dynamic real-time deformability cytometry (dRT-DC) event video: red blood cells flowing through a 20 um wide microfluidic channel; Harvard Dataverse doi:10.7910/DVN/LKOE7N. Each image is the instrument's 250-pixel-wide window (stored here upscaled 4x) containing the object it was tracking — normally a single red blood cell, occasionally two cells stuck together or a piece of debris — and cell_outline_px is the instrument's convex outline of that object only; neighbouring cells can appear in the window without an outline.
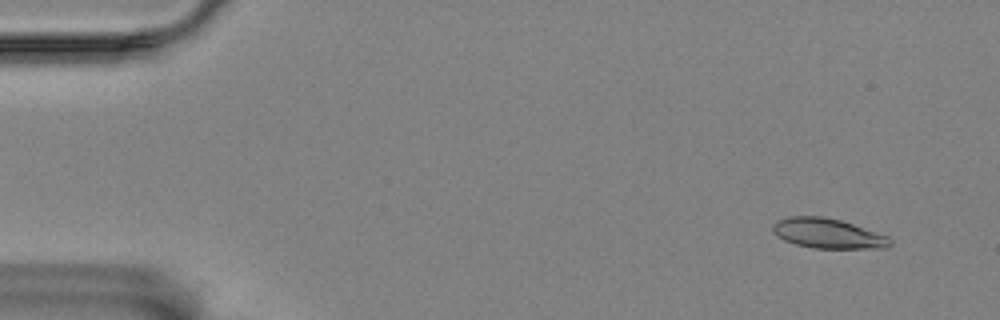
{"species": "Egyptian fruit bat (a non-hibernating species)", "species_latin": "Rousettus aegyptiacus", "temperature_condition": "room temperature", "stored_images_in_passage": 55, "camera_frame_rate_fps": 3000, "um_per_image_px": 0.085, "animal": {"sex": "female"}, "frame": {"image": 1, "passage_image": 1, "time_ms": 0.0, "image_size_px": [1000, 320], "cell_outline_px": [[892, 244], [888, 248], [812, 248], [796, 244], [784, 240], [776, 236], [772, 232], [772, 224], [776, 220], [788, 216], [824, 216], [840, 220], [888, 236], [892, 240]], "centroid_in_image_um": [70.33, 19.84], "position_along_channel_um": 14.7, "area_um2": 20.58}}
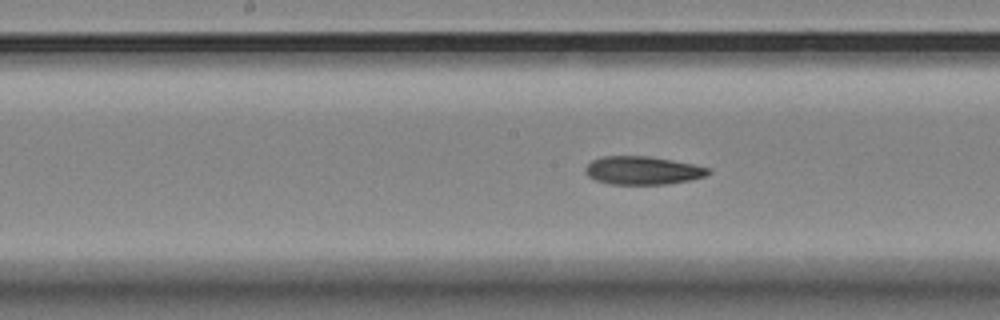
{"frame": {"image": 2, "passage_image": 26, "time_ms": 8.333, "image_size_px": [1000, 320], "cell_outline_px": [[712, 172], [704, 176], [692, 180], [668, 184], [608, 184], [596, 180], [588, 176], [584, 172], [584, 168], [592, 160], [600, 156], [648, 156], [672, 160], [712, 168]], "centroid_in_image_um": [54.63, 14.49], "position_along_channel_um": 193.6, "area_um2": 20.4}}
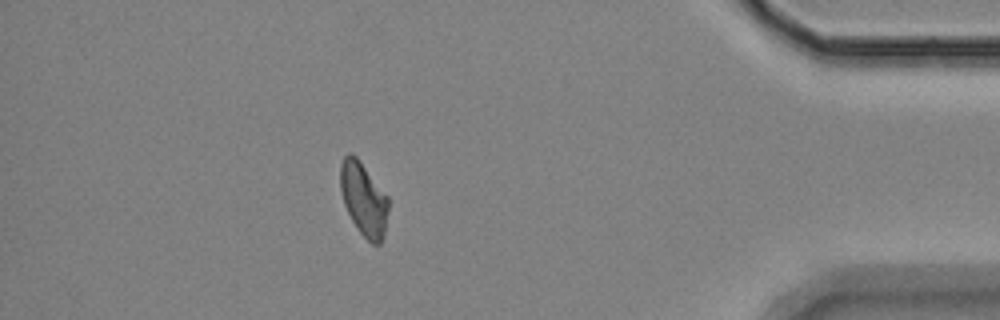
{"frame": {"image": 3, "passage_image": 48, "time_ms": 15.667, "image_size_px": [1000, 320], "cell_outline_px": [[388, 208], [384, 236], [380, 244], [372, 244], [356, 228], [344, 204], [340, 188], [340, 164], [344, 156], [348, 152], [352, 152], [356, 156], [388, 196]], "centroid_in_image_um": [30.9, 16.91], "position_along_channel_um": 404.3, "area_um2": 20.52}, "authors_computed_cell_mechanics": {"area_um2": 20.6924, "velocity_mm_per_s": 3.4423, "shape_relaxation_time_tau1_ms": 8.8934, "shape_relaxation_time_tau2_ms": 4.3945, "deformation_change_tau1": 0.2004, "deformation_change_tau2": 0.1203}}